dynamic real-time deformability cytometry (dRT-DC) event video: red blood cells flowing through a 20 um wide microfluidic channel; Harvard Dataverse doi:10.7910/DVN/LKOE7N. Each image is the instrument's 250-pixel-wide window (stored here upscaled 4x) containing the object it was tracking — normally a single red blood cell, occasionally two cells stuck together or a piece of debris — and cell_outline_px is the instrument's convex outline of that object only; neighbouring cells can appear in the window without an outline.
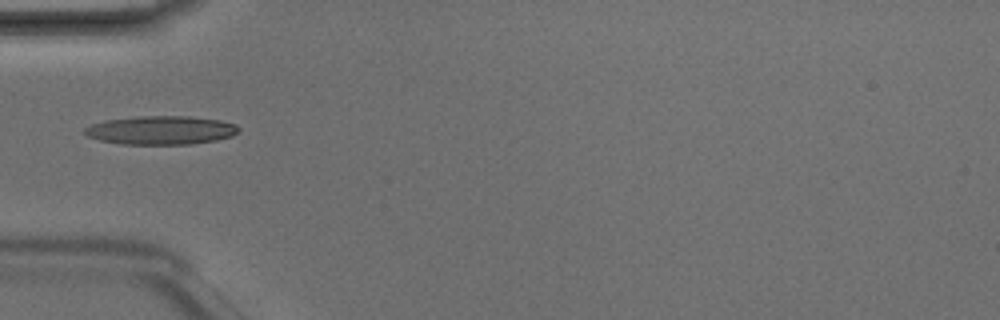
{"species": "Egyptian fruit bat (a non-hibernating species)", "species_latin": "Rousettus aegyptiacus", "temperature_condition": "room temperature", "stored_images_in_passage": 7, "camera_frame_rate_fps": 3000, "um_per_image_px": 0.085, "animal": {"sex": "male"}, "frame": {"image": 1, "passage_image": 5, "time_ms": 1.333, "image_size_px": [1000, 320], "cell_outline_px": [[240, 128], [232, 136], [216, 140], [192, 144], [120, 144], [100, 140], [88, 136], [84, 132], [84, 128], [92, 124], [104, 120], [136, 116], [188, 116], [220, 120], [236, 124]], "centroid_in_image_um": [13.67, 11.06], "position_along_channel_um": 71.3, "area_um2": 25.72}}